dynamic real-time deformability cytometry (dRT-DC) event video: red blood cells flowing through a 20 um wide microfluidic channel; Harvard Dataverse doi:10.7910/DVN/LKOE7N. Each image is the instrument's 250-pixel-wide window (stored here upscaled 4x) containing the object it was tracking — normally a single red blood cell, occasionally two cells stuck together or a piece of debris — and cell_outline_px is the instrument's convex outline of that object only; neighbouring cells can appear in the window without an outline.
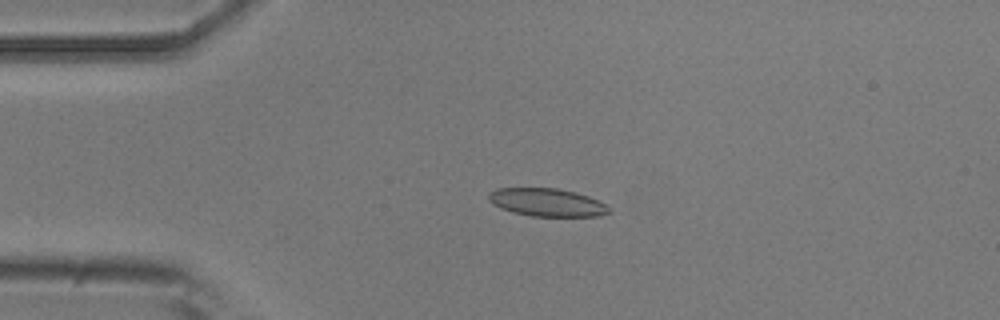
{"species": "common noctule bat (a hibernating species)", "species_latin": "Nyctalus noctula", "temperature_condition": "room temperature", "stored_images_in_passage": 4, "camera_frame_rate_fps": 3000, "um_per_image_px": 0.085, "animal": {"sex": "male", "body_mass_g": 20.5, "forearm_length_mm": 52.5}, "frame": {"image": 1, "passage_image": 3, "time_ms": 0.667, "image_size_px": [1000, 320], "cell_outline_px": [[612, 212], [596, 216], [532, 216], [512, 212], [492, 204], [488, 200], [488, 192], [496, 188], [556, 188], [576, 192], [588, 196], [604, 204]], "centroid_in_image_um": [46.44, 17.19], "position_along_channel_um": 38.6, "area_um2": 19.54}}